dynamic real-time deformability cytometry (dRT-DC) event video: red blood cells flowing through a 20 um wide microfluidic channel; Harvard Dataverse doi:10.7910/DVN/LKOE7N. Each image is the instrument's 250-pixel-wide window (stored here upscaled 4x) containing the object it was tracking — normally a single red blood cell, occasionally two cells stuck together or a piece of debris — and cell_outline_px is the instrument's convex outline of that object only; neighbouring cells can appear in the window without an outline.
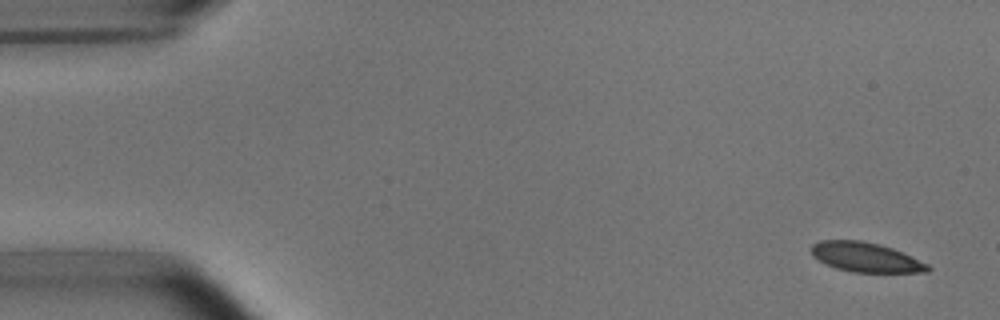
{"species": "common noctule bat (a hibernating species)", "species_latin": "Nyctalus noctula", "temperature_condition": "room temperature", "stored_images_in_passage": 6, "camera_frame_rate_fps": 3000, "um_per_image_px": 0.085, "animal": {"sex": "male", "body_mass_g": 15.6}, "frame": {"image": 1, "passage_image": 1, "time_ms": 0.0, "image_size_px": [1000, 320], "cell_outline_px": [[932, 268], [928, 272], [852, 272], [836, 268], [812, 256], [812, 244], [820, 240], [860, 240], [880, 244], [904, 252], [928, 264]], "centroid_in_image_um": [73.62, 21.86], "position_along_channel_um": 11.4, "area_um2": 20.06}}
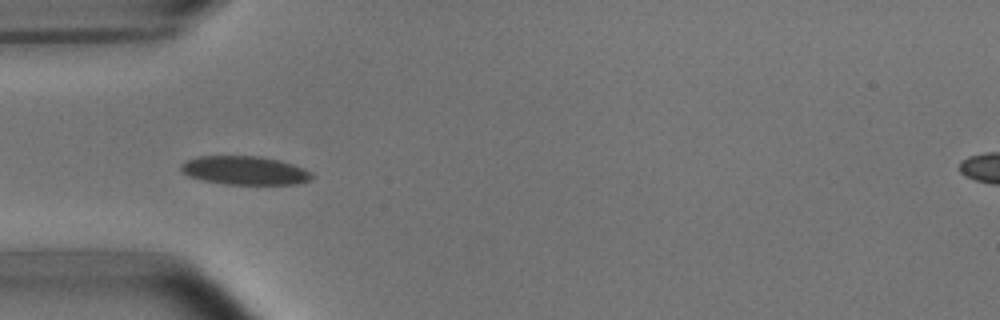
{"frame": {"image": 2, "passage_image": 4, "time_ms": 4.667, "image_size_px": [1000, 320], "cell_outline_px": [[312, 180], [300, 184], [224, 184], [204, 180], [188, 176], [180, 168], [180, 164], [196, 156], [260, 156], [280, 160], [304, 168], [312, 172]], "centroid_in_image_um": [20.84, 14.49], "position_along_channel_um": 64.2, "area_um2": 21.91}}
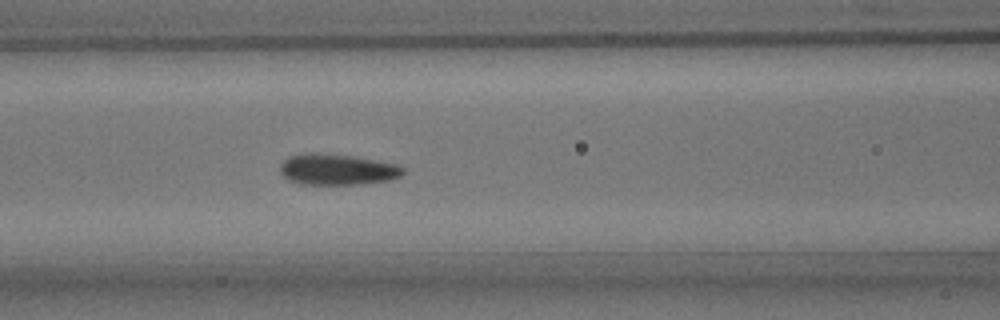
{"frame": {"image": 3, "passage_image": 6, "time_ms": 6.667, "image_size_px": [1000, 320], "cell_outline_px": [[404, 172], [400, 176], [388, 180], [364, 184], [300, 184], [288, 180], [280, 172], [280, 164], [288, 156], [316, 152], [320, 152], [352, 156], [396, 164], [404, 168]], "centroid_in_image_um": [28.63, 14.4], "position_along_channel_um": 138.0, "area_um2": 22.2}}